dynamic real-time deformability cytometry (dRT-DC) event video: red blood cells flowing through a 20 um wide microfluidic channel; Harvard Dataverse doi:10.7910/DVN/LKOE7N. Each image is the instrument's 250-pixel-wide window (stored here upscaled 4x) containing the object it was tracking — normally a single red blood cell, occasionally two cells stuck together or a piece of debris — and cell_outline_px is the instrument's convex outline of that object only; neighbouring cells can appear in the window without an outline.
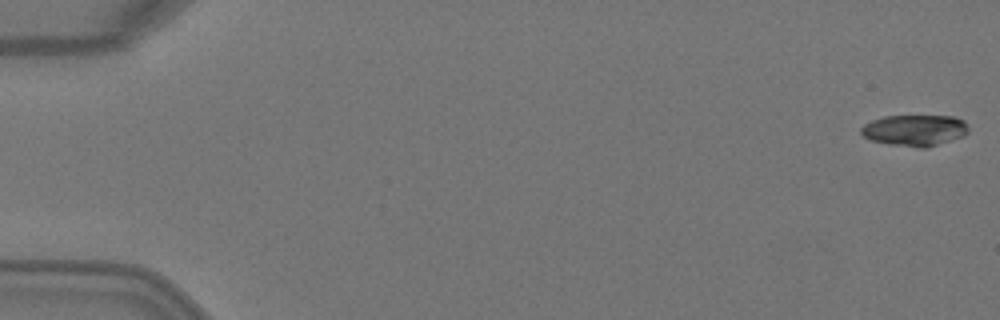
{"species": "Egyptian fruit bat (a non-hibernating species)", "species_latin": "Rousettus aegyptiacus", "temperature_condition": "warm", "stored_images_in_passage": 5, "camera_frame_rate_fps": 3000, "um_per_image_px": 0.085, "animal": {"sex": "female"}, "frame": {"image": 1, "passage_image": 1, "time_ms": 0.0, "image_size_px": [1000, 320], "cell_outline_px": [[968, 132], [964, 136], [924, 148], [920, 148], [888, 144], [872, 140], [864, 136], [860, 132], [860, 128], [864, 124], [872, 120], [884, 116], [956, 116], [964, 120], [968, 128]], "centroid_in_image_um": [77.75, 11.07], "position_along_channel_um": 7.2, "area_um2": 19.54}}
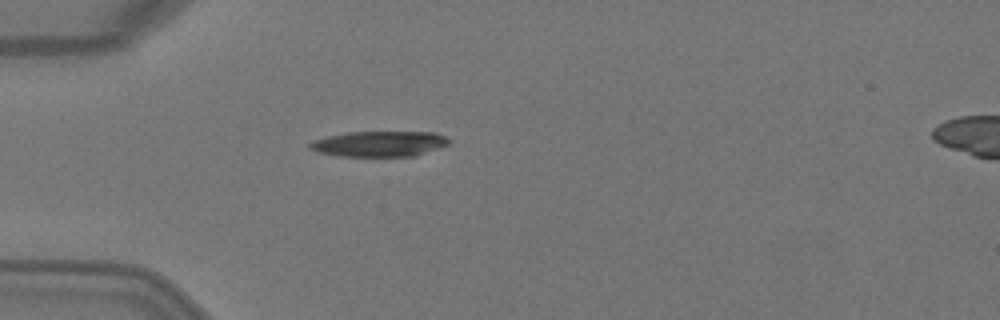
{"frame": {"image": 2, "passage_image": 5, "time_ms": 1.333, "image_size_px": [1000, 320], "cell_outline_px": [[452, 140], [448, 144], [416, 156], [340, 156], [316, 152], [308, 148], [308, 144], [312, 140], [328, 136], [348, 132], [436, 132]], "centroid_in_image_um": [32.22, 12.22], "position_along_channel_um": 52.8, "area_um2": 20.75}}